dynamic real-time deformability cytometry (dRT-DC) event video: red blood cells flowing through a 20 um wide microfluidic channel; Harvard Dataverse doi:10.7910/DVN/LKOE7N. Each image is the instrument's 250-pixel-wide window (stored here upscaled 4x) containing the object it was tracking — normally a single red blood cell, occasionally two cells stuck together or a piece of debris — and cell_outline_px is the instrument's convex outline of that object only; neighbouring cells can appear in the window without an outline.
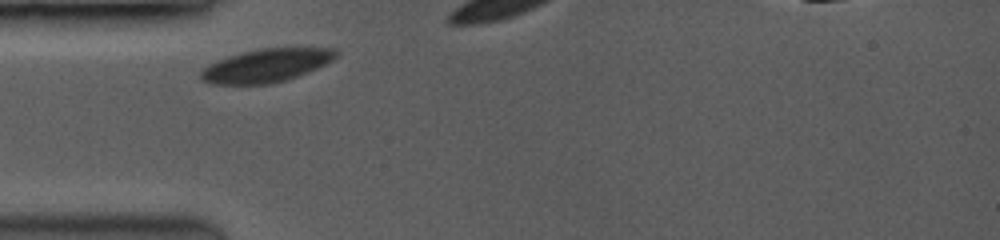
{"species": "common noctule bat (a hibernating species)", "species_latin": "Nyctalus noctula", "temperature_condition": "room temperature", "stored_images_in_passage": 3, "camera_frame_rate_fps": 3500, "um_per_image_px": 0.085, "animal": {"sex": "female", "body_mass_g": 19.0, "forearm_length_mm": 53.3}, "frame": {"image": 1, "passage_image": 1, "time_ms": 0.0, "image_size_px": [1000, 240], "cell_outline_px": [[340, 52], [332, 60], [316, 68], [296, 76], [284, 80], [264, 84], [212, 84], [200, 80], [200, 72], [208, 64], [228, 56], [240, 52], [260, 48], [336, 48]], "centroid_in_image_um": [22.6, 5.55], "position_along_channel_um": 62.4, "area_um2": 26.01}}